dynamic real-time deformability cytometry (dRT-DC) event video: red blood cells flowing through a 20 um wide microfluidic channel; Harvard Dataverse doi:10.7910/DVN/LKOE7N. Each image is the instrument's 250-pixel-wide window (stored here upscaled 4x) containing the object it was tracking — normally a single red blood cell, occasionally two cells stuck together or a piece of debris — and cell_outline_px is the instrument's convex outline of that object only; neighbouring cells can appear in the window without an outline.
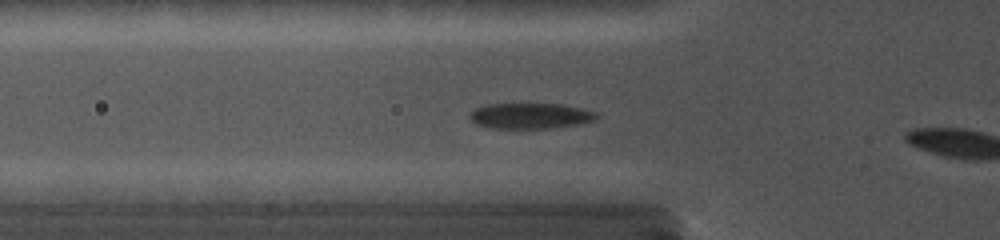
{"species": "common noctule bat (a hibernating species)", "species_latin": "Nyctalus noctula", "temperature_condition": "cold", "stored_images_in_passage": 6, "camera_frame_rate_fps": 5000, "um_per_image_px": 0.085, "animal": {"sex": "female", "body_mass_g": 19.0, "forearm_length_mm": 56.7}, "frame": {"image": 1, "passage_image": 5, "time_ms": 2.0, "image_size_px": [1000, 240], "cell_outline_px": [[600, 116], [592, 120], [576, 124], [548, 128], [492, 128], [476, 124], [468, 116], [476, 108], [488, 104], [560, 104], [580, 108], [596, 112]], "centroid_in_image_um": [45.06, 9.84], "position_along_channel_um": 80.7, "area_um2": 18.61}}